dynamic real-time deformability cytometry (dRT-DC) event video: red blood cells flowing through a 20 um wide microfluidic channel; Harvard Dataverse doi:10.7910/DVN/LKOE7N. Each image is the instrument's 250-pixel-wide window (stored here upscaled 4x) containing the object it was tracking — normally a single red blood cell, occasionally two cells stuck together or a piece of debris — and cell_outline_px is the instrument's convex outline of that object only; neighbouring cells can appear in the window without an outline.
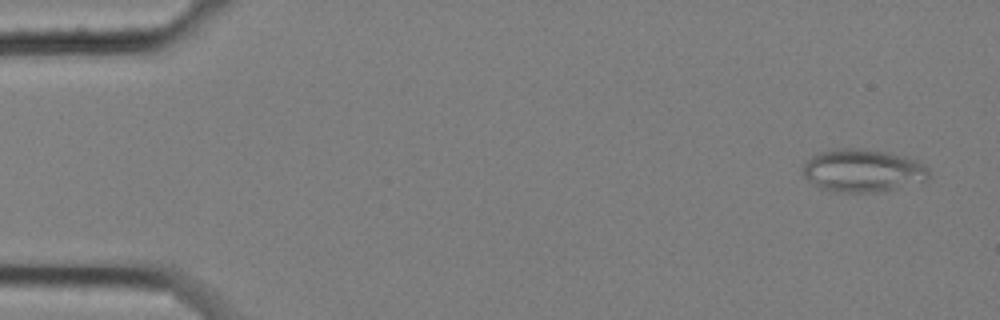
{"species": "common noctule bat (a hibernating species)", "species_latin": "Nyctalus noctula", "temperature_condition": "cold", "stored_images_in_passage": 15, "camera_frame_rate_fps": 3000, "um_per_image_px": 0.085, "animal": {"sex": "female", "body_mass_g": 25.1}, "frame": {"image": 1, "passage_image": 1, "time_ms": 0.0, "image_size_px": [1000, 320], "cell_outline_px": [[928, 180], [924, 184], [876, 192], [836, 192], [820, 188], [808, 180], [804, 176], [804, 164], [812, 156], [820, 152], [836, 148], [860, 148], [888, 152], [904, 156], [916, 160], [924, 164], [928, 168]], "centroid_in_image_um": [73.4, 14.51], "position_along_channel_um": 11.6, "area_um2": 31.85}}
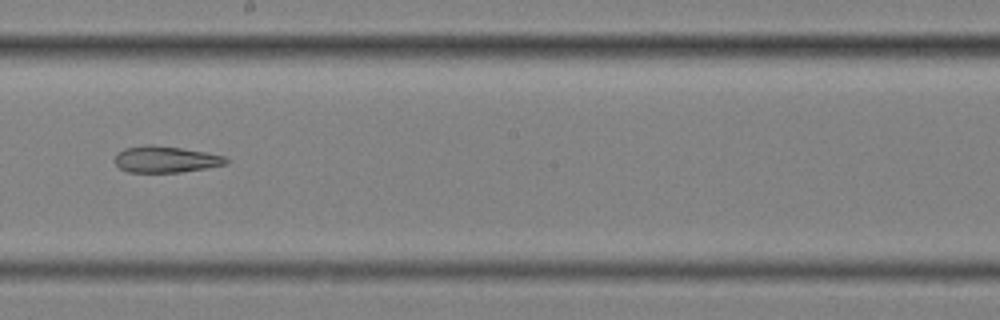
{"frame": {"image": 2, "passage_image": 9, "time_ms": 2.667, "image_size_px": [1000, 320], "cell_outline_px": [[228, 164], [208, 168], [180, 172], [128, 172], [120, 168], [112, 160], [124, 148], [144, 144], [152, 144], [180, 148], [204, 152], [224, 156], [228, 160]], "centroid_in_image_um": [14.07, 13.54], "position_along_channel_um": 234.1, "area_um2": 17.17}}
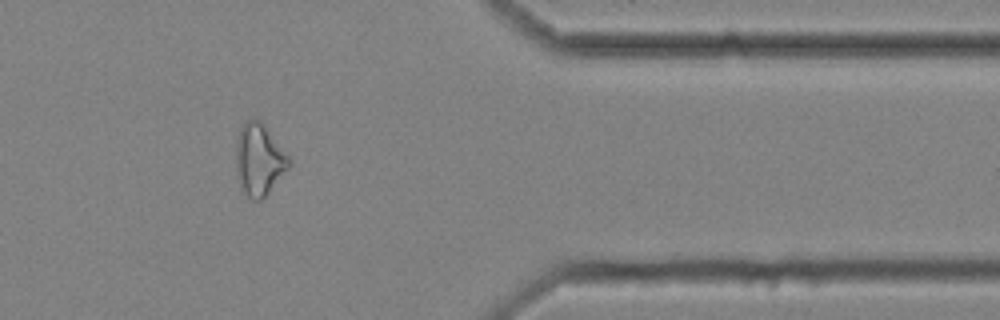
{"frame": {"image": 3, "passage_image": 13, "time_ms": 4.0, "image_size_px": [1000, 320], "cell_outline_px": [[292, 164], [268, 192], [260, 200], [252, 200], [240, 188], [236, 172], [236, 140], [240, 128], [244, 120], [260, 120], [264, 124], [292, 160]], "centroid_in_image_um": [22.01, 13.56], "position_along_channel_um": 389.4, "area_um2": 22.2}}